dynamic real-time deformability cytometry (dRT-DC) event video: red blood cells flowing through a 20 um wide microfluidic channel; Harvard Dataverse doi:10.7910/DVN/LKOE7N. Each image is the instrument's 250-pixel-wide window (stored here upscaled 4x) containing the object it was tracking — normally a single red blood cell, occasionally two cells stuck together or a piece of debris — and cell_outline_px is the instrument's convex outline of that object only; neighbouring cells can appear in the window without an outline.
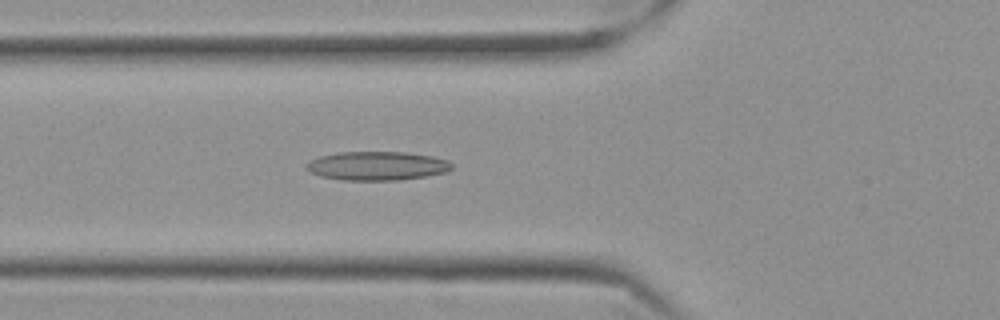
{"species": "Egyptian fruit bat (a non-hibernating species)", "species_latin": "Rousettus aegyptiacus", "temperature_condition": "cold", "stored_images_in_passage": 43, "camera_frame_rate_fps": 3000, "um_per_image_px": 0.085, "frame": {"image": 1, "passage_image": 10, "time_ms": 3.0, "image_size_px": [1000, 320], "cell_outline_px": [[452, 168], [444, 172], [424, 176], [400, 180], [340, 180], [320, 176], [304, 168], [304, 164], [308, 160], [320, 156], [336, 152], [404, 152], [432, 156], [448, 160], [452, 164]], "centroid_in_image_um": [31.98, 14.09], "position_along_channel_um": 93.8, "area_um2": 24.51}}
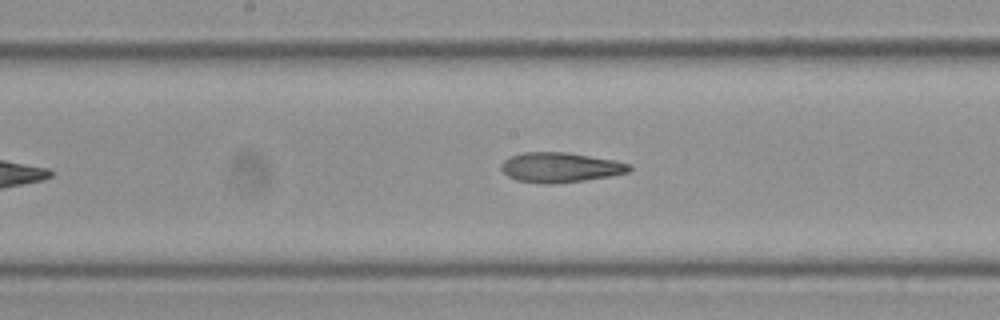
{"frame": {"image": 2, "passage_image": 19, "time_ms": 6.0, "image_size_px": [1000, 320], "cell_outline_px": [[632, 168], [628, 172], [608, 176], [584, 180], [556, 184], [540, 184], [516, 180], [508, 176], [500, 168], [500, 164], [504, 160], [512, 156], [524, 152], [568, 152], [612, 160], [628, 164]], "centroid_in_image_um": [47.56, 14.24], "position_along_channel_um": 200.6, "area_um2": 22.2}}
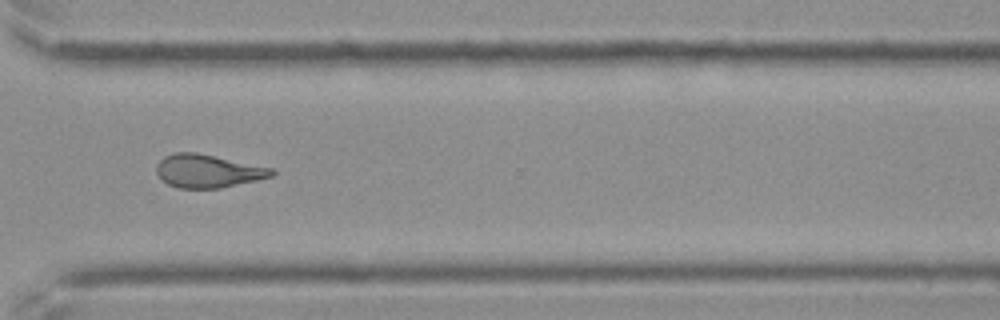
{"frame": {"image": 3, "passage_image": 32, "time_ms": 10.333, "image_size_px": [1000, 320], "cell_outline_px": [[276, 172], [272, 176], [256, 180], [220, 188], [180, 188], [168, 184], [156, 172], [156, 164], [164, 156], [176, 152], [196, 152], [272, 168]], "centroid_in_image_um": [17.65, 14.53], "position_along_channel_um": 352.9, "area_um2": 22.02}, "authors_computed_cell_mechanics": {"area_um2": 22.253, "velocity_mm_per_s": 3.5285, "shape_relaxation_time_tau1_ms": null, "shape_relaxation_time_tau2_ms": 4.1533, "deformation_change_tau1": null, "deformation_change_tau2": 0.1349}}